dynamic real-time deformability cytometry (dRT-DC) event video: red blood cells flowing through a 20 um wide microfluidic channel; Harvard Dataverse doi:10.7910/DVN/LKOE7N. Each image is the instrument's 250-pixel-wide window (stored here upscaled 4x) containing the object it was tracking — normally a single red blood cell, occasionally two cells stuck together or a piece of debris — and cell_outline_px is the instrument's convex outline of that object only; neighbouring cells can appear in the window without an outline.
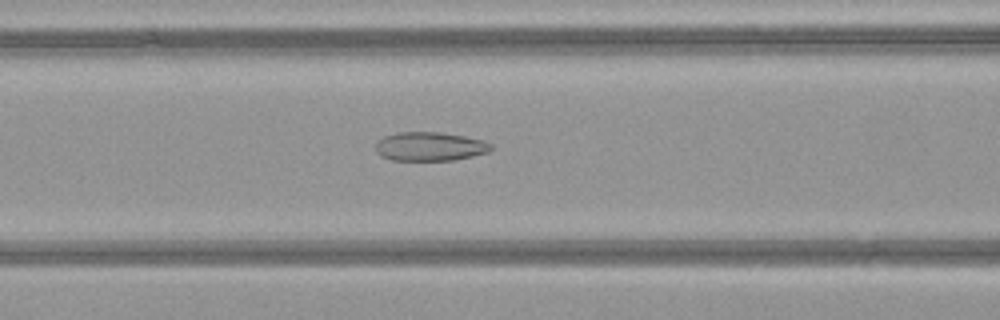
{"species": "common noctule bat (a hibernating species)", "species_latin": "Nyctalus noctula", "temperature_condition": "warm", "stored_images_in_passage": 50, "camera_frame_rate_fps": 3000, "um_per_image_px": 0.085, "animal": {"sex": "female", "body_mass_g": 21.9}, "frame": {"image": 1, "passage_image": 21, "time_ms": 6.667, "image_size_px": [1000, 320], "cell_outline_px": [[492, 148], [488, 152], [456, 160], [392, 160], [380, 156], [376, 152], [376, 144], [384, 136], [400, 132], [440, 132], [464, 136], [484, 140], [492, 144]], "centroid_in_image_um": [36.55, 12.45], "position_along_channel_um": 130.0, "area_um2": 19.42}}
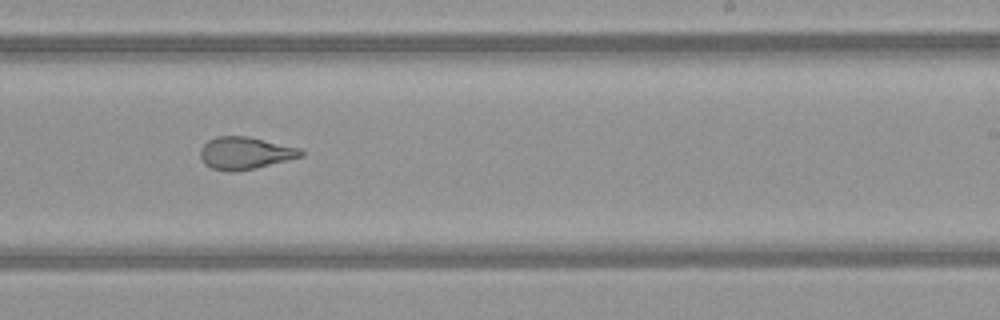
{"frame": {"image": 2, "passage_image": 31, "time_ms": 10.0, "image_size_px": [1000, 320], "cell_outline_px": [[304, 156], [256, 168], [232, 172], [228, 172], [212, 168], [204, 164], [200, 156], [200, 148], [208, 140], [216, 136], [248, 136], [300, 148], [304, 152]], "centroid_in_image_um": [20.82, 13.01], "position_along_channel_um": 268.2, "area_um2": 19.07}}
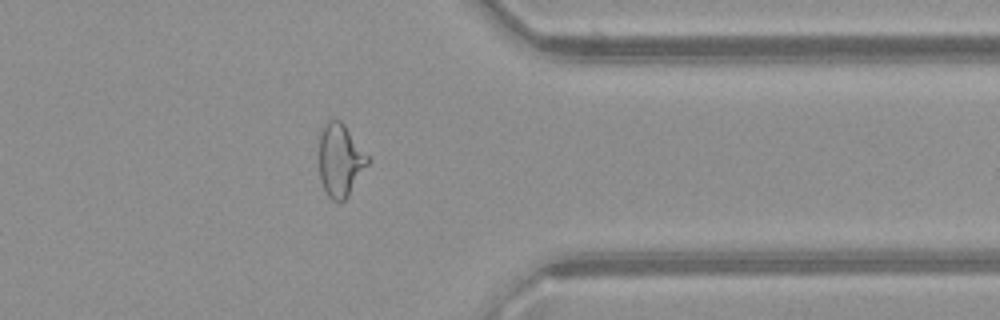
{"frame": {"image": 3, "passage_image": 40, "time_ms": 13.0, "image_size_px": [1000, 320], "cell_outline_px": [[368, 164], [348, 196], [344, 200], [332, 200], [328, 196], [320, 180], [320, 128], [328, 120], [340, 120], [344, 124], [368, 156]], "centroid_in_image_um": [28.9, 13.6], "position_along_channel_um": 382.5, "area_um2": 20.29}, "authors_computed_cell_mechanics": {"area_um2": 23.3512, "velocity_mm_per_s": 4.1417, "shape_relaxation_time_tau1_ms": null, "shape_relaxation_time_tau2_ms": 1.5408, "deformation_change_tau1": null, "deformation_change_tau2": 0.0986}}